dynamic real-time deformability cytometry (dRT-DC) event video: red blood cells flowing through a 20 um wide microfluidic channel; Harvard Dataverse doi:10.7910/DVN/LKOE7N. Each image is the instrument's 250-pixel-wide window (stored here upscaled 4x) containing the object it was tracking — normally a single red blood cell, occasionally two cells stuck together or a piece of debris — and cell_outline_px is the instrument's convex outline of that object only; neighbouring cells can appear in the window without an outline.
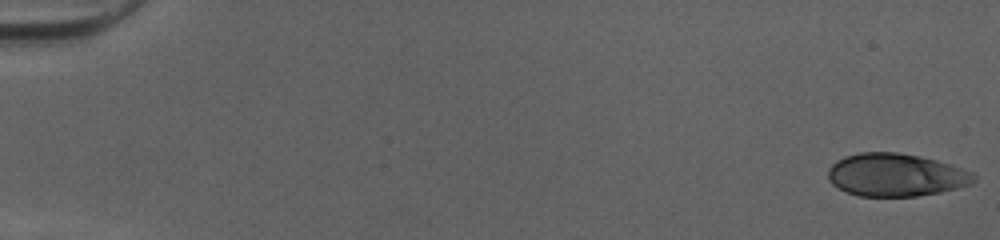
{"species": "human", "species_latin": "Homo sapiens", "temperature_condition": "cold", "stored_images_in_passage": 51, "camera_frame_rate_fps": 3000, "um_per_image_px": 0.085, "donor": {"sex": "female"}, "frame": {"image": 1, "passage_image": 1, "time_ms": 0.0, "image_size_px": [1000, 240], "cell_outline_px": [[976, 180], [972, 184], [940, 192], [916, 196], [860, 196], [848, 192], [832, 184], [828, 176], [828, 168], [836, 160], [844, 156], [860, 152], [896, 152], [920, 156], [936, 160], [972, 172], [976, 176]], "centroid_in_image_um": [76.14, 14.86], "position_along_channel_um": 8.9, "area_um2": 36.3}}
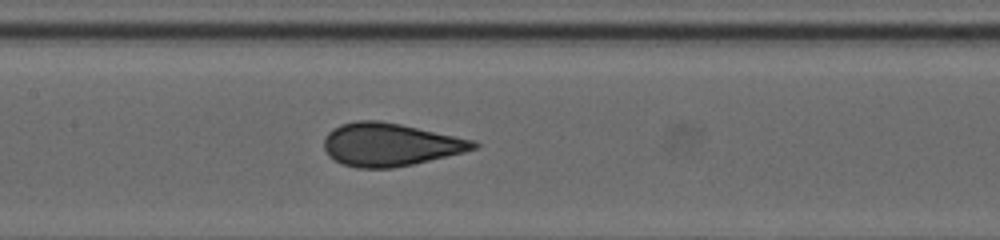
{"frame": {"image": 2, "passage_image": 26, "time_ms": 8.333, "image_size_px": [1000, 240], "cell_outline_px": [[480, 144], [476, 148], [464, 152], [412, 164], [392, 168], [356, 168], [344, 164], [328, 156], [324, 148], [324, 140], [328, 132], [332, 128], [340, 124], [356, 120], [380, 120], [400, 124], [476, 140]], "centroid_in_image_um": [33.15, 12.28], "position_along_channel_um": 174.3, "area_um2": 37.45}}
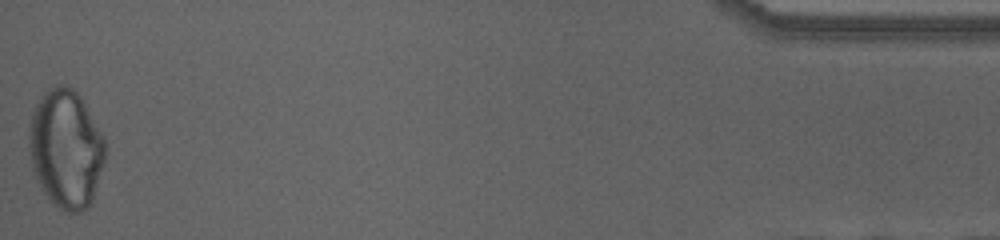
{"frame": {"image": 3, "passage_image": 51, "time_ms": 16.667, "image_size_px": [1000, 240], "cell_outline_px": [[104, 160], [92, 200], [88, 208], [80, 212], [64, 212], [52, 204], [40, 188], [36, 180], [32, 168], [28, 144], [28, 136], [32, 112], [40, 96], [48, 88], [60, 84], [64, 84], [72, 88], [80, 96], [104, 136]], "centroid_in_image_um": [5.57, 12.65], "position_along_channel_um": 429.6, "area_um2": 52.83}, "authors_computed_cell_mechanics": {"area_um2": 37.1654, "velocity_mm_per_s": 4.0785, "shape_relaxation_time_tau1_ms": 11.1062, "shape_relaxation_time_tau2_ms": null, "deformation_change_tau1": 0.2202, "deformation_change_tau2": null}}